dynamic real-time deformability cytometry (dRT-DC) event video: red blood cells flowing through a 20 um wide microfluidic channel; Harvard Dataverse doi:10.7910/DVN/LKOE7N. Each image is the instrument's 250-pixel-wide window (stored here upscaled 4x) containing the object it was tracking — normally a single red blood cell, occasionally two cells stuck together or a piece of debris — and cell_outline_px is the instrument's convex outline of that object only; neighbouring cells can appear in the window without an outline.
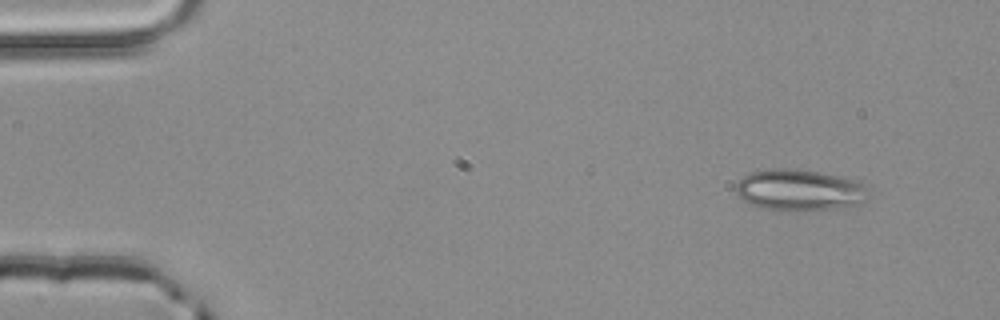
{"species": "common noctule bat (a hibernating species)", "species_latin": "Nyctalus noctula", "temperature_condition": "room temperature", "stored_images_in_passage": 3, "camera_frame_rate_fps": 3000, "um_per_image_px": 0.085, "animal": {"sex": "male", "body_mass_g": 20.4}, "frame": {"image": 1, "passage_image": 1, "time_ms": 0.0, "image_size_px": [1000, 320], "cell_outline_px": [[868, 188], [864, 200], [860, 204], [836, 208], [792, 212], [780, 212], [760, 208], [748, 204], [736, 192], [736, 184], [744, 176], [752, 172], [772, 168], [796, 168], [844, 176], [856, 180]], "centroid_in_image_um": [67.93, 16.17], "position_along_channel_um": 17.1, "area_um2": 32.48}}